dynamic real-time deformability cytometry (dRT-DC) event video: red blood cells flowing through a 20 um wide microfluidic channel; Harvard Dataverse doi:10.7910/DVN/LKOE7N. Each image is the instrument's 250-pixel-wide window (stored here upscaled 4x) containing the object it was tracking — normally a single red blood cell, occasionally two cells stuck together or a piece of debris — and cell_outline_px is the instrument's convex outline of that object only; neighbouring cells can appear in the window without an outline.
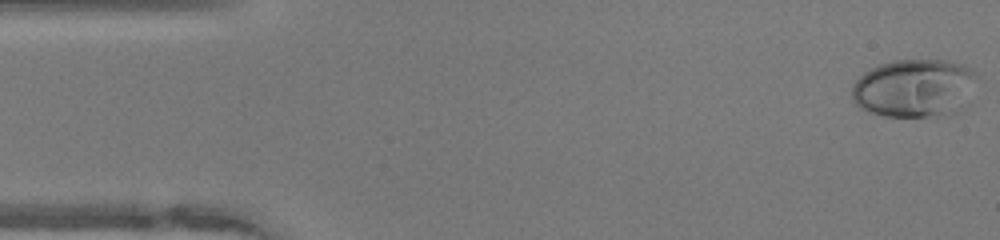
{"species": "human", "species_latin": "Homo sapiens", "temperature_condition": "warm", "stored_images_in_passage": 48, "camera_frame_rate_fps": 3000, "um_per_image_px": 0.085, "donor": {"sex": "female"}, "frame": {"image": 1, "passage_image": 1, "time_ms": 0.0, "image_size_px": [1000, 240], "cell_outline_px": [[980, 76], [944, 116], [884, 116], [868, 112], [860, 108], [852, 100], [852, 84], [864, 72], [880, 64], [896, 60], [944, 60], [964, 64], [972, 68]], "centroid_in_image_um": [77.59, 7.44], "position_along_channel_um": 7.4, "area_um2": 41.27}}
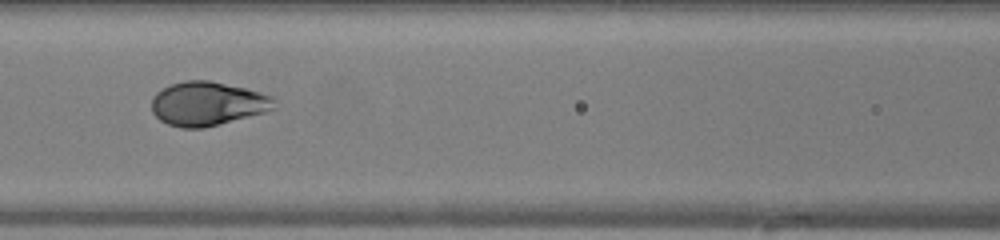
{"frame": {"image": 2, "passage_image": 20, "time_ms": 6.333, "image_size_px": [1000, 240], "cell_outline_px": [[276, 108], [264, 112], [220, 124], [204, 128], [180, 128], [168, 124], [160, 120], [152, 112], [152, 96], [156, 92], [172, 84], [184, 80], [208, 80], [244, 88], [272, 96], [276, 100]], "centroid_in_image_um": [17.63, 8.82], "position_along_channel_um": 149.0, "area_um2": 31.33}}
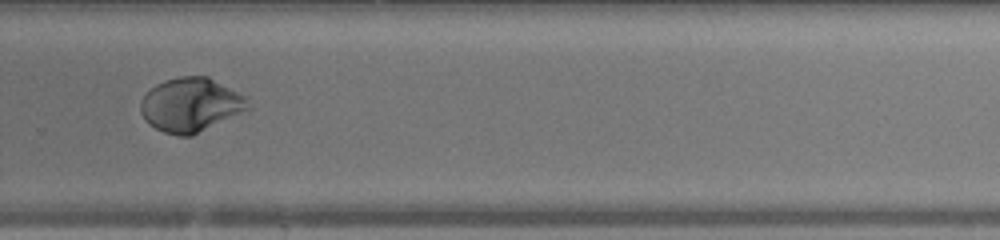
{"frame": {"image": 3, "passage_image": 32, "time_ms": 10.333, "image_size_px": [1000, 240], "cell_outline_px": [[248, 108], [192, 136], [180, 136], [164, 132], [148, 124], [144, 120], [140, 112], [140, 100], [156, 84], [164, 80], [180, 76], [208, 76], [244, 96]], "centroid_in_image_um": [16.13, 8.91], "position_along_channel_um": 313.7, "area_um2": 33.23}, "authors_computed_cell_mechanics": {"area_um2": 33.2639, "velocity_mm_per_s": 4.1322, "shape_relaxation_time_tau1_ms": 3.9646, "shape_relaxation_time_tau2_ms": null, "deformation_change_tau1": 0.2173, "deformation_change_tau2": null}}